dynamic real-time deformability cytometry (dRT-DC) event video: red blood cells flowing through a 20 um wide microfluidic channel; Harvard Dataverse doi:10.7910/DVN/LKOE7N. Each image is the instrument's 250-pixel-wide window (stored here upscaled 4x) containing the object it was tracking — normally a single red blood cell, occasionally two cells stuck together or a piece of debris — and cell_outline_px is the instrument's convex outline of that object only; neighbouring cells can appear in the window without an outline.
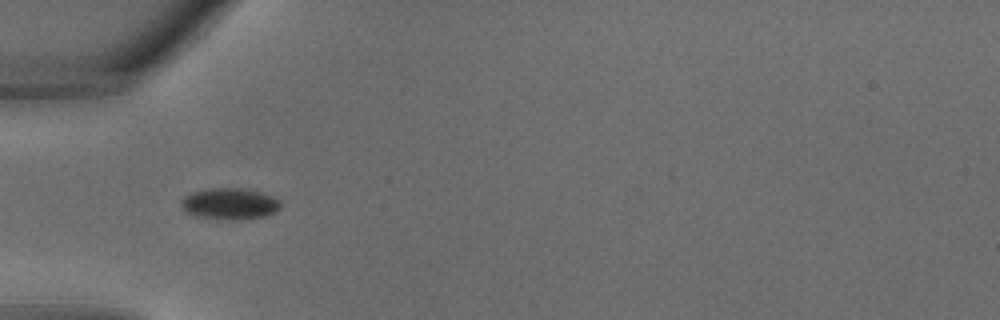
{"species": "common noctule bat (a hibernating species)", "species_latin": "Nyctalus noctula", "temperature_condition": "warm", "stored_images_in_passage": 28, "camera_frame_rate_fps": 3000, "um_per_image_px": 0.085, "animal": {"sex": "male", "body_mass_g": 18.8}, "frame": {"image": 1, "passage_image": 6, "time_ms": 1.667, "image_size_px": [1000, 320], "cell_outline_px": [[280, 208], [276, 212], [264, 216], [240, 220], [228, 220], [196, 216], [180, 208], [180, 200], [184, 196], [192, 192], [204, 188], [240, 188], [260, 192], [272, 196], [280, 200]], "centroid_in_image_um": [19.5, 17.32], "position_along_channel_um": 65.5, "area_um2": 18.38}}
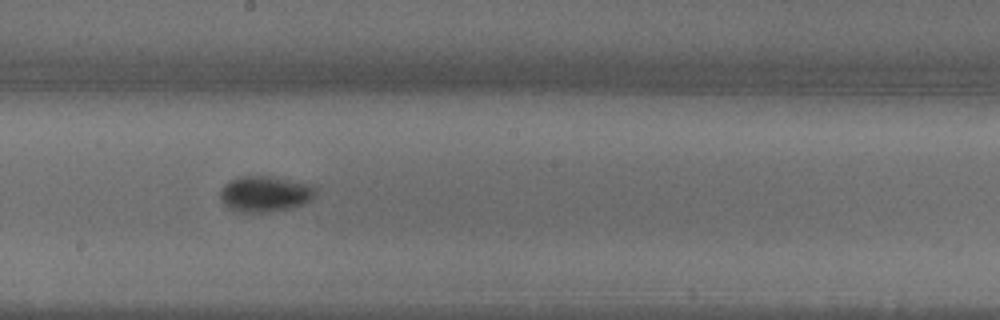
{"frame": {"image": 2, "passage_image": 14, "time_ms": 4.333, "image_size_px": [1000, 320], "cell_outline_px": [[316, 196], [300, 204], [288, 208], [268, 212], [240, 212], [228, 208], [220, 200], [220, 188], [224, 184], [240, 176], [272, 176], [308, 184], [316, 188]], "centroid_in_image_um": [22.47, 16.47], "position_along_channel_um": 225.7, "area_um2": 19.77}}
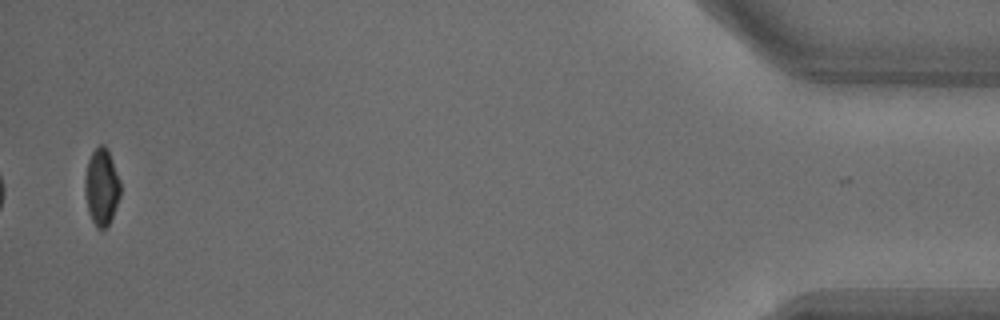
{"frame": {"image": 3, "passage_image": 28, "time_ms": 9.0, "image_size_px": [1000, 320], "cell_outline_px": [[120, 196], [112, 216], [108, 224], [100, 232], [96, 228], [88, 212], [84, 192], [84, 180], [88, 160], [92, 152], [100, 144], [104, 144], [108, 148], [120, 180]], "centroid_in_image_um": [8.62, 15.89], "position_along_channel_um": 426.6, "area_um2": 16.07}}